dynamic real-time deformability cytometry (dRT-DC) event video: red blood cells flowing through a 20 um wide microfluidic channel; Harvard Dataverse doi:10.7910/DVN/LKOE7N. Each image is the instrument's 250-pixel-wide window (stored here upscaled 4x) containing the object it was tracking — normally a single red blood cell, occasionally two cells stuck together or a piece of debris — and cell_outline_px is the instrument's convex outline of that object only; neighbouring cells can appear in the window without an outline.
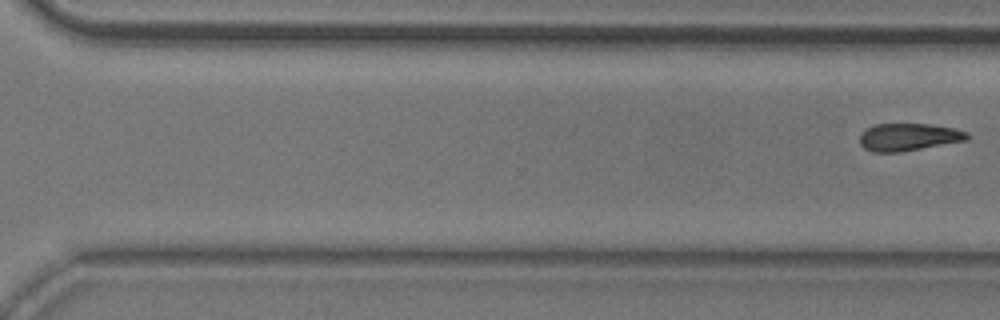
{"species": "common noctule bat (a hibernating species)", "species_latin": "Nyctalus noctula", "temperature_condition": "room temperature", "stored_images_in_passage": 10, "segment_of_instrument_passage": [2, 2], "camera_frame_rate_fps": 3000, "um_per_image_px": 0.085, "animal": {"sex": "male", "body_mass_g": 20.5, "forearm_length_mm": 52.5}, "frame": {"image": 1, "passage_image": 10, "time_ms": 3.0, "image_size_px": [1000, 320], "cell_outline_px": [[972, 136], [968, 140], [900, 152], [872, 152], [864, 148], [860, 144], [860, 132], [876, 124], [932, 124], [956, 128], [968, 132]], "centroid_in_image_um": [77.27, 11.64], "position_along_channel_um": 293.3, "area_um2": 17.4}}